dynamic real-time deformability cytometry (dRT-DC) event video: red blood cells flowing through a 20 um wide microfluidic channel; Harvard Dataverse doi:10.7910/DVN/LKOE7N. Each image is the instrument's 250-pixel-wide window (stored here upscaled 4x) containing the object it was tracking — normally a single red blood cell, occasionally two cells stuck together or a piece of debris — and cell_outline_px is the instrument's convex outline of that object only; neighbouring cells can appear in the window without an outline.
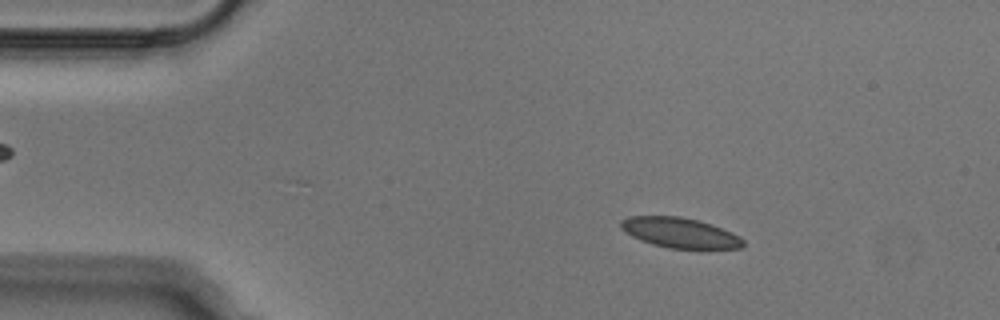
{"species": "Egyptian fruit bat (a non-hibernating species)", "species_latin": "Rousettus aegyptiacus", "temperature_condition": "cold", "stored_images_in_passage": 52, "camera_frame_rate_fps": 3000, "um_per_image_px": 0.085, "animal": {"sex": "male"}, "frame": {"image": 1, "passage_image": 8, "time_ms": 2.333, "image_size_px": [1000, 320], "cell_outline_px": [[744, 244], [740, 248], [668, 248], [652, 244], [640, 240], [632, 236], [620, 228], [620, 220], [628, 216], [680, 216], [700, 220], [712, 224], [732, 232], [740, 236], [744, 240]], "centroid_in_image_um": [57.78, 19.77], "position_along_channel_um": 27.2, "area_um2": 21.56}}
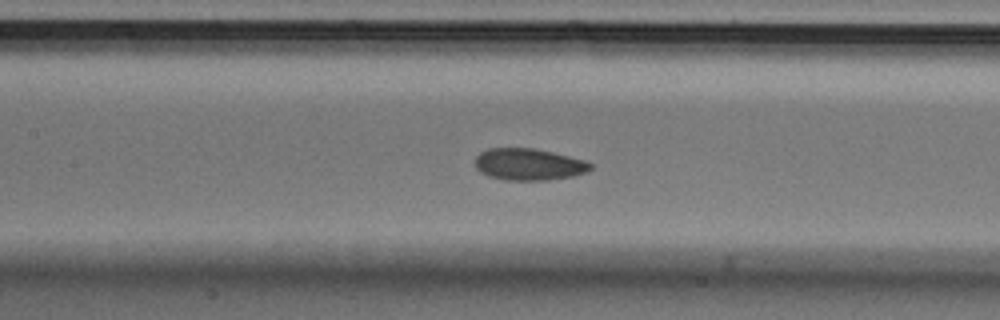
{"frame": {"image": 2, "passage_image": 23, "time_ms": 7.333, "image_size_px": [1000, 320], "cell_outline_px": [[592, 168], [588, 172], [572, 176], [548, 180], [504, 180], [488, 176], [480, 172], [476, 168], [476, 156], [480, 152], [488, 148], [536, 148], [584, 160], [592, 164]], "centroid_in_image_um": [44.93, 13.97], "position_along_channel_um": 162.5, "area_um2": 21.44}}
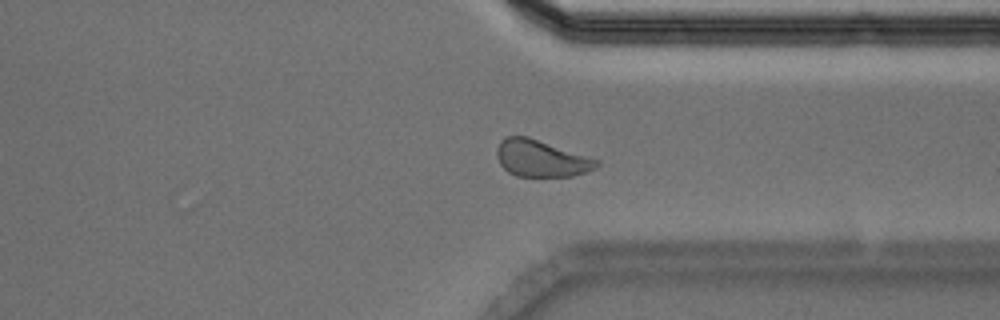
{"frame": {"image": 3, "passage_image": 39, "time_ms": 12.667, "image_size_px": [1000, 320], "cell_outline_px": [[600, 164], [596, 168], [588, 172], [572, 176], [516, 176], [508, 172], [500, 164], [496, 156], [496, 148], [500, 140], [504, 136], [528, 136], [600, 160]], "centroid_in_image_um": [45.99, 13.46], "position_along_channel_um": 365.4, "area_um2": 21.62}}